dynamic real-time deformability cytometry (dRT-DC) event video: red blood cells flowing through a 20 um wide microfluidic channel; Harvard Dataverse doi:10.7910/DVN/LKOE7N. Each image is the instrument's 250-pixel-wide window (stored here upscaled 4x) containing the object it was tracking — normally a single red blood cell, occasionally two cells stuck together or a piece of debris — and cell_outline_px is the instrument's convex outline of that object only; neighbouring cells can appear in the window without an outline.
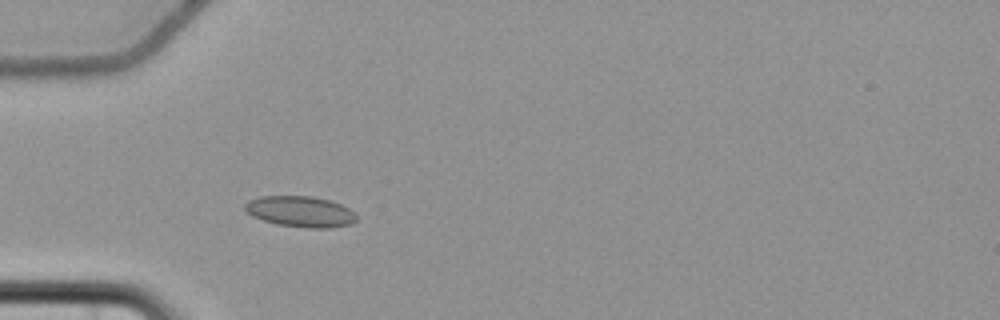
{"species": "common noctule bat (a hibernating species)", "species_latin": "Nyctalus noctula", "temperature_condition": "cold", "stored_images_in_passage": 3, "camera_frame_rate_fps": 3000, "um_per_image_px": 0.085, "animal": {"sex": "female", "body_mass_g": 22.7, "forearm_length_mm": 54.2}, "frame": {"image": 1, "passage_image": 3, "time_ms": 3.0, "image_size_px": [1000, 320], "cell_outline_px": [[356, 220], [352, 224], [332, 228], [308, 228], [276, 224], [252, 216], [244, 208], [244, 204], [248, 200], [260, 196], [312, 196], [332, 200], [348, 208], [356, 216]], "centroid_in_image_um": [25.54, 17.98], "position_along_channel_um": 59.5, "area_um2": 20.17}}